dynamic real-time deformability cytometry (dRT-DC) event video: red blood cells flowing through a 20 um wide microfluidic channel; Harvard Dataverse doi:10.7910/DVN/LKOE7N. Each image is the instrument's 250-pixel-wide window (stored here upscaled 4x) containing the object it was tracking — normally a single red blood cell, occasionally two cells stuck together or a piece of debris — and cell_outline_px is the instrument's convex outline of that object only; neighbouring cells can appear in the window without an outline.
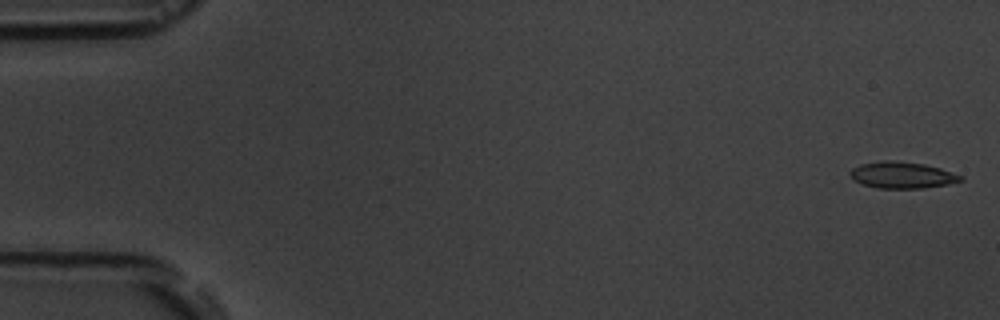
{"species": "common noctule bat (a hibernating species)", "species_latin": "Nyctalus noctula", "temperature_condition": "room temperature", "stored_images_in_passage": 3, "camera_frame_rate_fps": 3000, "um_per_image_px": 0.085, "animal": {"sex": "male", "body_mass_g": 19.5, "forearm_length_mm": 54.6}, "frame": {"image": 1, "passage_image": 1, "time_ms": 0.0, "image_size_px": [1000, 320], "cell_outline_px": [[964, 180], [948, 184], [924, 188], [876, 188], [852, 180], [848, 172], [852, 168], [860, 164], [884, 160], [892, 160], [924, 164], [940, 168], [964, 176]], "centroid_in_image_um": [76.67, 14.88], "position_along_channel_um": 8.3, "area_um2": 17.17}}